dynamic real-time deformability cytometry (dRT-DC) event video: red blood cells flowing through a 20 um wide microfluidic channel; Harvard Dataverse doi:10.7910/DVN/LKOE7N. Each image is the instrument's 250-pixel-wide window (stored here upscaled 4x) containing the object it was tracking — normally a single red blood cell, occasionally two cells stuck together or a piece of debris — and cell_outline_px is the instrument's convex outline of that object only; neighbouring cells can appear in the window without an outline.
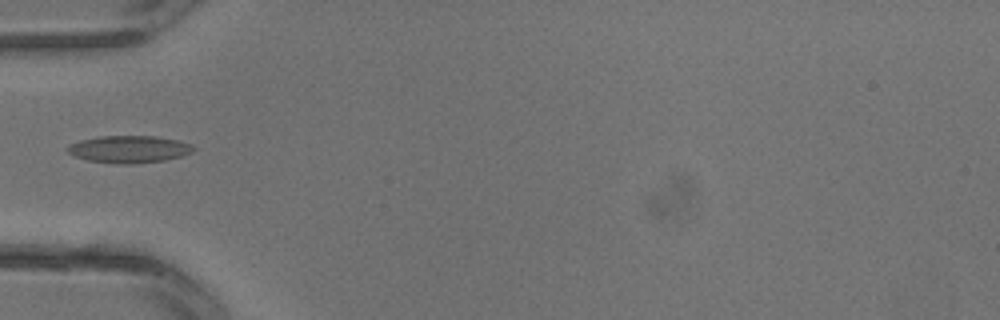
{"species": "common noctule bat (a hibernating species)", "species_latin": "Nyctalus noctula", "temperature_condition": "warm", "stored_images_in_passage": 3, "camera_frame_rate_fps": 3000, "um_per_image_px": 0.085, "animal": {"sex": "male", "body_mass_g": 13.3}, "frame": {"image": 1, "passage_image": 3, "time_ms": 0.667, "image_size_px": [1000, 320], "cell_outline_px": [[196, 148], [192, 152], [180, 156], [164, 160], [132, 164], [120, 164], [88, 160], [76, 156], [68, 152], [64, 148], [68, 144], [80, 140], [100, 136], [156, 136], [180, 140], [192, 144]], "centroid_in_image_um": [10.97, 12.67], "position_along_channel_um": 74.0, "area_um2": 20.06}}